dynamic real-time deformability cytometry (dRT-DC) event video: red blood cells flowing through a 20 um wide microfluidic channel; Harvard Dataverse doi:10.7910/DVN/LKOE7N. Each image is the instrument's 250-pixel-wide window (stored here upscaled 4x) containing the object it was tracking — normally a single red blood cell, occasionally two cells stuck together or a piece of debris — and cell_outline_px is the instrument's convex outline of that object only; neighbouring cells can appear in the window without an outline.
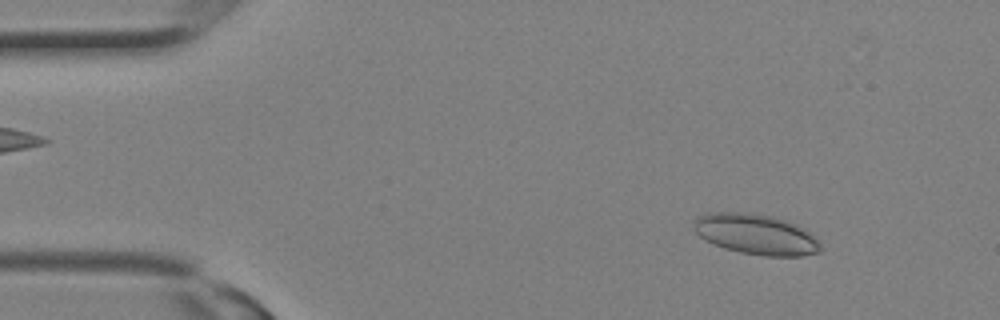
{"species": "Egyptian fruit bat (a non-hibernating species)", "species_latin": "Rousettus aegyptiacus", "temperature_condition": "room temperature", "stored_images_in_passage": 30, "camera_frame_rate_fps": 3000, "um_per_image_px": 0.085, "animal": {"sex": "female"}, "frame": {"image": 1, "passage_image": 3, "time_ms": 0.667, "image_size_px": [1000, 320], "cell_outline_px": [[820, 252], [800, 256], [764, 256], [740, 252], [724, 248], [700, 236], [692, 228], [692, 220], [696, 216], [712, 212], [740, 212], [772, 216], [796, 224], [804, 228], [820, 244]], "centroid_in_image_um": [64.21, 19.91], "position_along_channel_um": 20.8, "area_um2": 29.71}}
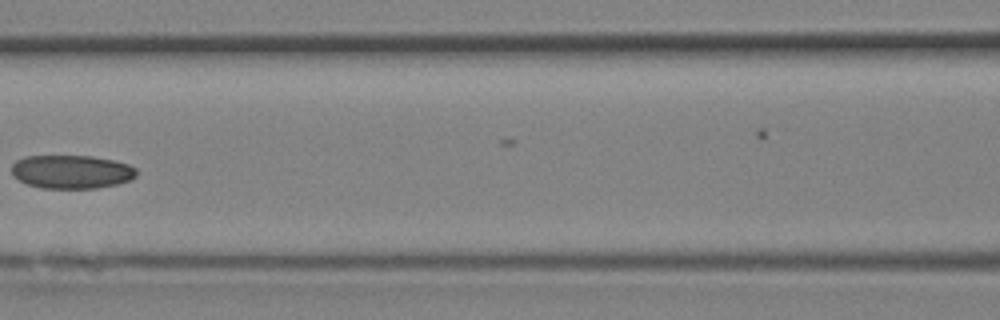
{"frame": {"image": 2, "passage_image": 13, "time_ms": 4.0, "image_size_px": [1000, 320], "cell_outline_px": [[136, 176], [132, 180], [116, 184], [96, 188], [40, 188], [28, 184], [20, 180], [12, 172], [12, 164], [16, 160], [24, 156], [92, 156], [112, 160], [128, 164], [136, 168]], "centroid_in_image_um": [6.09, 14.6], "position_along_channel_um": 160.5, "area_um2": 24.33}}
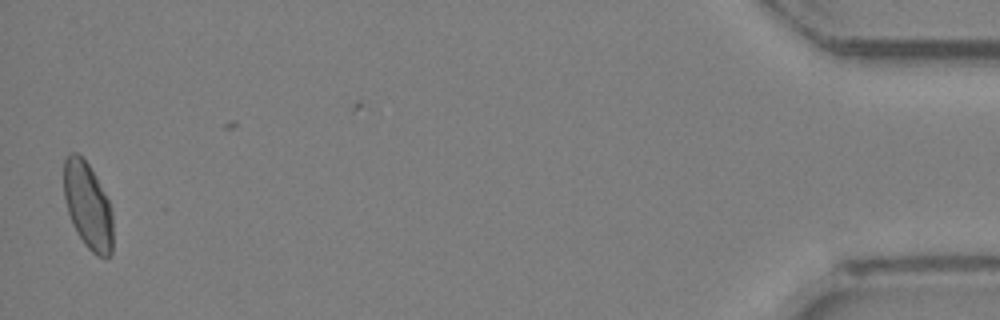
{"frame": {"image": 3, "passage_image": 29, "time_ms": 9.333, "image_size_px": [1000, 320], "cell_outline_px": [[112, 252], [108, 256], [96, 256], [84, 244], [72, 224], [68, 212], [64, 196], [64, 160], [68, 152], [76, 152], [88, 164], [96, 176], [108, 200], [112, 212]], "centroid_in_image_um": [7.45, 17.47], "position_along_channel_um": 427.7, "area_um2": 24.62}}